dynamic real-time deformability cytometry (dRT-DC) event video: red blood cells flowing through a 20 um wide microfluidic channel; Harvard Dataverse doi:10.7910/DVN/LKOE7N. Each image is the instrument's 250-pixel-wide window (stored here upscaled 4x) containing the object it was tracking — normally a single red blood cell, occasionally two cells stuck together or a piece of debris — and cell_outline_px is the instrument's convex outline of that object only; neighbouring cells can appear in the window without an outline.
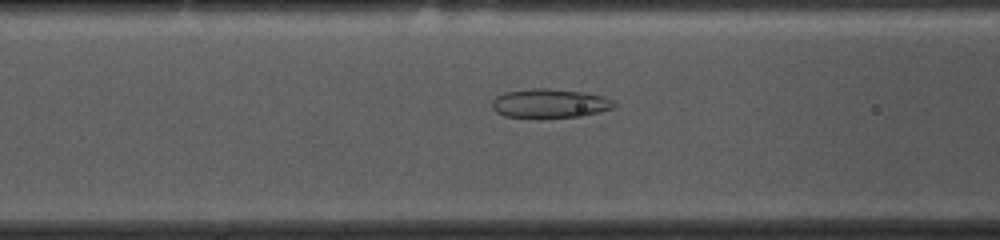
{"species": "common noctule bat (a hibernating species)", "species_latin": "Nyctalus noctula", "temperature_condition": "cold", "stored_images_in_passage": 54, "camera_frame_rate_fps": 3000, "um_per_image_px": 0.085, "animal": {"sex": "female", "body_mass_g": 10.0, "forearm_length_mm": 53.1}, "frame": {"image": 1, "passage_image": 20, "time_ms": 6.333, "image_size_px": [1000, 240], "cell_outline_px": [[616, 108], [580, 116], [504, 116], [496, 112], [492, 108], [492, 100], [496, 96], [504, 92], [532, 88], [548, 88], [580, 92], [604, 96], [612, 100], [616, 104]], "centroid_in_image_um": [46.73, 8.76], "position_along_channel_um": 119.9, "area_um2": 20.23}}
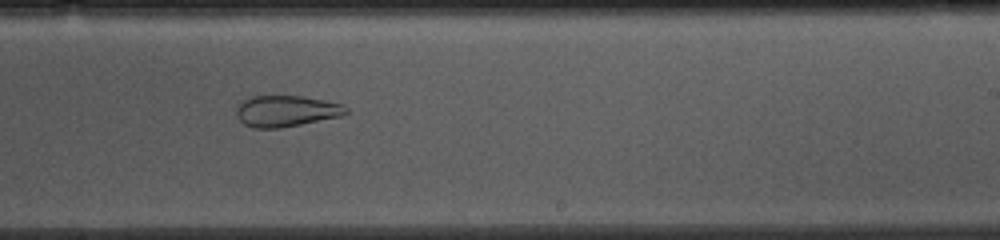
{"frame": {"image": 2, "passage_image": 32, "time_ms": 10.333, "image_size_px": [1000, 240], "cell_outline_px": [[348, 112], [340, 116], [280, 128], [252, 128], [244, 124], [236, 116], [236, 108], [248, 96], [300, 96], [324, 100], [344, 104], [348, 108]], "centroid_in_image_um": [24.31, 9.44], "position_along_channel_um": 264.7, "area_um2": 19.88}}
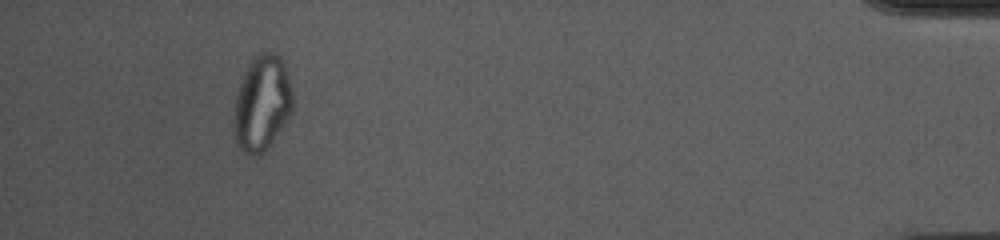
{"frame": {"image": 3, "passage_image": 50, "time_ms": 16.333, "image_size_px": [1000, 240], "cell_outline_px": [[292, 112], [264, 152], [260, 156], [256, 156], [244, 152], [236, 144], [232, 132], [232, 120], [236, 92], [244, 72], [252, 56], [260, 52], [272, 52], [280, 56], [284, 60], [292, 92]], "centroid_in_image_um": [22.23, 8.76], "position_along_channel_um": 413.0, "area_um2": 33.23}, "authors_computed_cell_mechanics": {"area_um2": 26.3279, "velocity_mm_per_s": 3.6246, "shape_relaxation_time_tau1_ms": null, "shape_relaxation_time_tau2_ms": 1.9404, "deformation_change_tau1": null, "deformation_change_tau2": 0.0679}}